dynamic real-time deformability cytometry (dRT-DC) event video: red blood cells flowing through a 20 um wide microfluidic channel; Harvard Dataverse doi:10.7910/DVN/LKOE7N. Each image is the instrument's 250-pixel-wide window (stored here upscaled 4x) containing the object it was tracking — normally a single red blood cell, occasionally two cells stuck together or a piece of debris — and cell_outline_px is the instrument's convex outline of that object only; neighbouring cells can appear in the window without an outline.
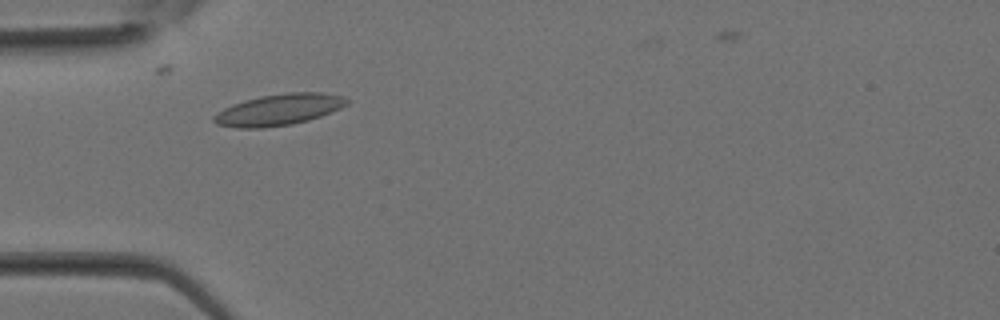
{"species": "Egyptian fruit bat (a non-hibernating species)", "species_latin": "Rousettus aegyptiacus", "temperature_condition": "room temperature", "stored_images_in_passage": 25, "camera_frame_rate_fps": 3000, "um_per_image_px": 0.085, "animal": {"sex": "female"}, "frame": {"image": 1, "passage_image": 6, "time_ms": 1.667, "image_size_px": [1000, 320], "cell_outline_px": [[348, 104], [340, 108], [320, 116], [308, 120], [292, 124], [264, 128], [236, 128], [216, 124], [212, 120], [212, 116], [216, 112], [232, 104], [244, 100], [260, 96], [288, 92], [320, 92], [344, 96], [348, 100]], "centroid_in_image_um": [23.66, 9.32], "position_along_channel_um": 61.3, "area_um2": 24.39}}
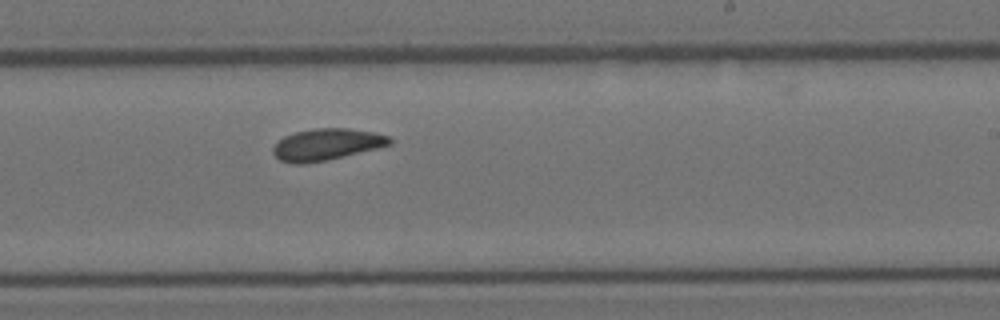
{"frame": {"image": 2, "passage_image": 16, "time_ms": 5.0, "image_size_px": [1000, 320], "cell_outline_px": [[392, 144], [328, 160], [304, 164], [292, 164], [280, 160], [272, 152], [272, 148], [276, 140], [284, 136], [296, 132], [316, 128], [348, 128], [376, 132], [388, 136], [392, 140]], "centroid_in_image_um": [27.73, 12.28], "position_along_channel_um": 261.3, "area_um2": 21.62}}
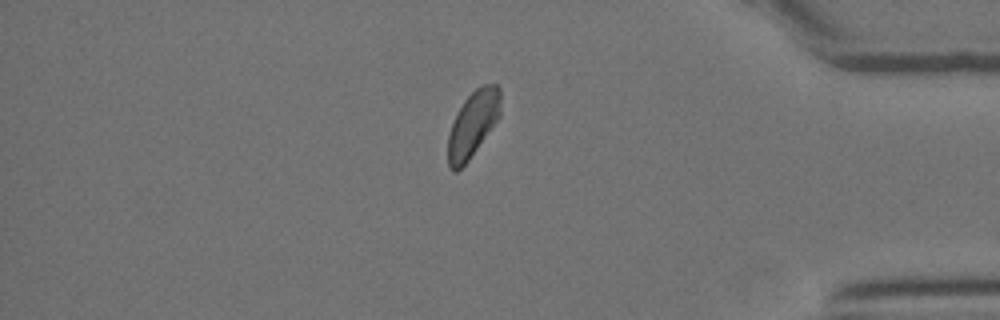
{"frame": {"image": 3, "passage_image": 24, "time_ms": 7.667, "image_size_px": [1000, 320], "cell_outline_px": [[500, 116], [468, 160], [456, 172], [452, 172], [448, 168], [448, 136], [452, 124], [464, 100], [476, 88], [484, 84], [496, 84], [500, 88]], "centroid_in_image_um": [40.19, 10.55], "position_along_channel_um": 395.0, "area_um2": 19.83}}